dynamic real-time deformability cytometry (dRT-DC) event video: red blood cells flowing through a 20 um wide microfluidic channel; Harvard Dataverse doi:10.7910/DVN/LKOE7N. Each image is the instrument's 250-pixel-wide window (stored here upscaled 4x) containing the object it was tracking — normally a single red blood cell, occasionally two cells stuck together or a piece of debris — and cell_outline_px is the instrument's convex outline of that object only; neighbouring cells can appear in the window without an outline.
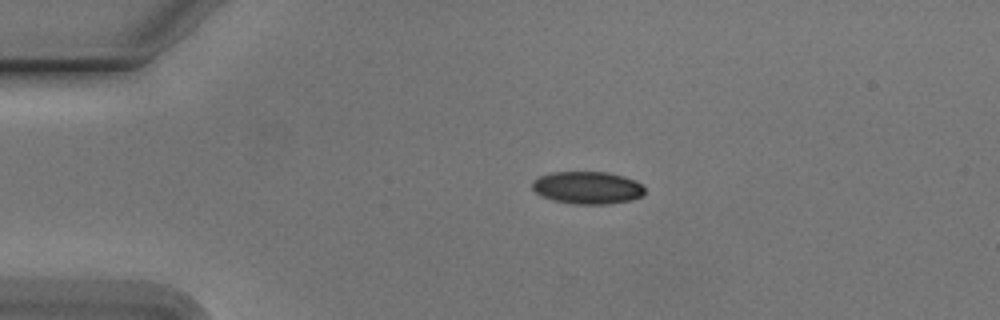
{"species": "Egyptian fruit bat (a non-hibernating species)", "species_latin": "Rousettus aegyptiacus", "temperature_condition": "cold", "stored_images_in_passage": 43, "camera_frame_rate_fps": 3000, "um_per_image_px": 0.085, "animal": {"sex": "male"}, "frame": {"image": 1, "passage_image": 1, "time_ms": 0.0, "image_size_px": [1000, 320], "cell_outline_px": [[644, 196], [632, 200], [608, 204], [572, 204], [552, 200], [540, 196], [532, 188], [532, 180], [540, 176], [552, 172], [608, 172], [624, 176], [640, 184], [644, 188]], "centroid_in_image_um": [49.91, 15.96], "position_along_channel_um": 35.1, "area_um2": 21.44}}
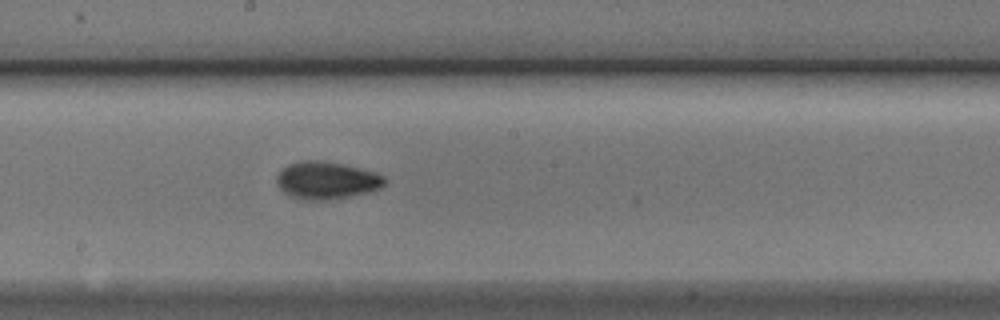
{"frame": {"image": 2, "passage_image": 19, "time_ms": 6.0, "image_size_px": [1000, 320], "cell_outline_px": [[388, 180], [380, 188], [368, 192], [348, 196], [324, 200], [304, 200], [292, 196], [284, 192], [280, 188], [276, 180], [276, 176], [288, 164], [304, 160], [320, 160], [344, 164], [376, 172], [384, 176]], "centroid_in_image_um": [27.78, 15.32], "position_along_channel_um": 220.4, "area_um2": 23.47}}
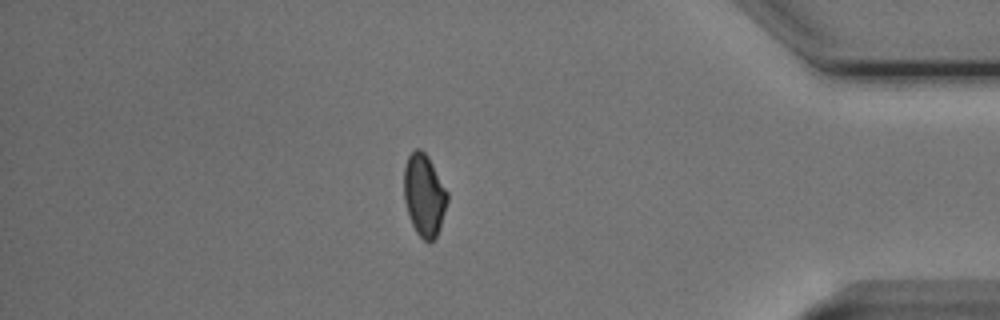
{"frame": {"image": 3, "passage_image": 36, "time_ms": 11.667, "image_size_px": [1000, 320], "cell_outline_px": [[448, 200], [440, 228], [436, 236], [428, 244], [416, 232], [412, 224], [404, 200], [404, 168], [408, 156], [416, 148], [420, 148], [428, 156], [448, 192]], "centroid_in_image_um": [36.06, 16.58], "position_along_channel_um": 399.1, "area_um2": 20.75}, "authors_computed_cell_mechanics": {"area_um2": 21.6172, "velocity_mm_per_s": 3.7943, "shape_relaxation_time_tau1_ms": 2.6212, "shape_relaxation_time_tau2_ms": 1.8123, "deformation_change_tau1": 0.1146, "deformation_change_tau2": 0.0568}}